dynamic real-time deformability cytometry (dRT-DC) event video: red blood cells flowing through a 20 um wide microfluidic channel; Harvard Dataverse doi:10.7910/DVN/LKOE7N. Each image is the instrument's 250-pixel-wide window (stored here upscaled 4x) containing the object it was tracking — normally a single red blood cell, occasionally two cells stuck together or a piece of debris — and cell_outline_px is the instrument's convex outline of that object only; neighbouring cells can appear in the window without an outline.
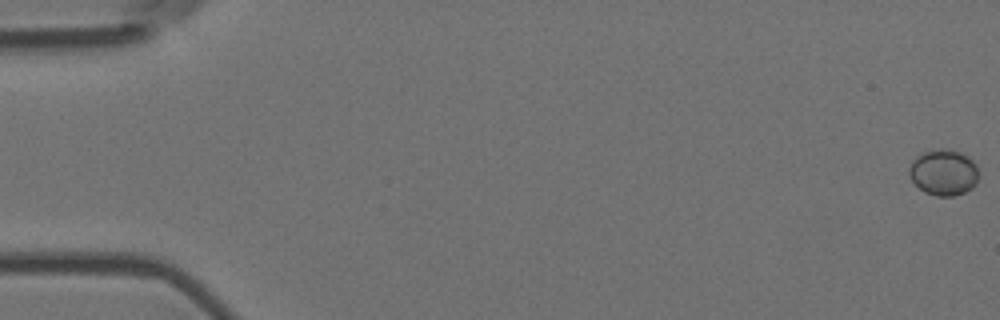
{"species": "Egyptian fruit bat (a non-hibernating species)", "species_latin": "Rousettus aegyptiacus", "temperature_condition": "room temperature", "stored_images_in_passage": 13, "camera_frame_rate_fps": 3000, "um_per_image_px": 0.085, "animal": {"sex": "female"}, "frame": {"image": 1, "passage_image": 1, "time_ms": 0.0, "image_size_px": [1000, 320], "cell_outline_px": [[976, 180], [972, 188], [964, 192], [952, 196], [936, 196], [924, 192], [908, 176], [908, 168], [912, 160], [920, 152], [940, 148], [952, 148], [968, 156], [976, 164]], "centroid_in_image_um": [80.15, 14.62], "position_along_channel_um": 4.8, "area_um2": 18.79}}